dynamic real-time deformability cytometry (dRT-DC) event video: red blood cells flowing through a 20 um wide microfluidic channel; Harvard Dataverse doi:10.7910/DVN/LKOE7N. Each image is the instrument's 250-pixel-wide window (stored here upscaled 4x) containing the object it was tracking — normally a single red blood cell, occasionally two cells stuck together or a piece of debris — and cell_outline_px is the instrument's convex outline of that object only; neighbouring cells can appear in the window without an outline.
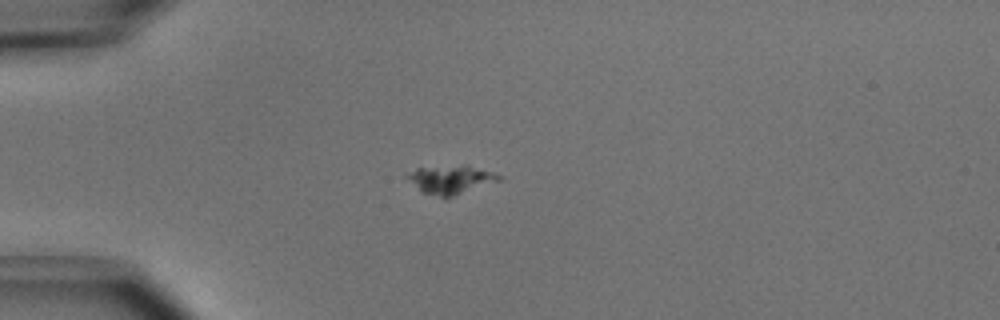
{"species": "common noctule bat (a hibernating species)", "species_latin": "Nyctalus noctula", "temperature_condition": "cold", "stored_images_in_passage": 34, "camera_frame_rate_fps": 3000, "um_per_image_px": 0.085, "animal": {"sex": "male", "body_mass_g": 15.6}, "frame": {"image": 1, "passage_image": 14, "time_ms": 4.333, "image_size_px": [1000, 320], "cell_outline_px": [[500, 180], [444, 200], [420, 192], [408, 176], [416, 168], [464, 164], [492, 172], [500, 176]], "centroid_in_image_um": [38.32, 15.29], "position_along_channel_um": 46.7, "area_um2": 15.26}}
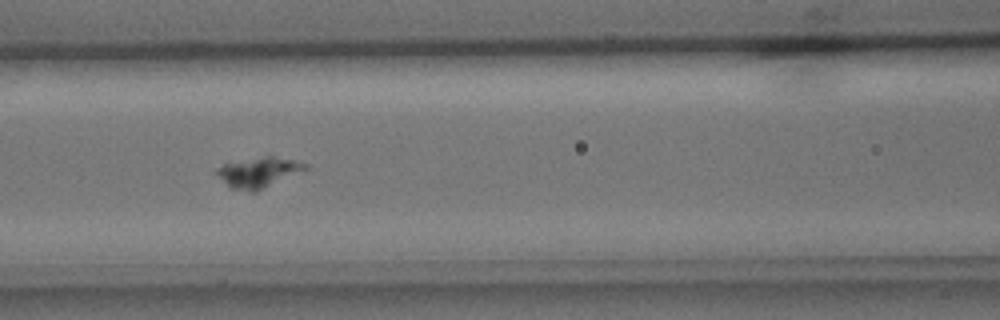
{"frame": {"image": 2, "passage_image": 23, "time_ms": 7.333, "image_size_px": [1000, 320], "cell_outline_px": [[308, 168], [256, 192], [252, 192], [232, 188], [212, 172], [216, 168], [224, 164], [264, 156], [272, 156], [292, 160], [308, 164]], "centroid_in_image_um": [21.93, 14.65], "position_along_channel_um": 144.7, "area_um2": 15.32}}
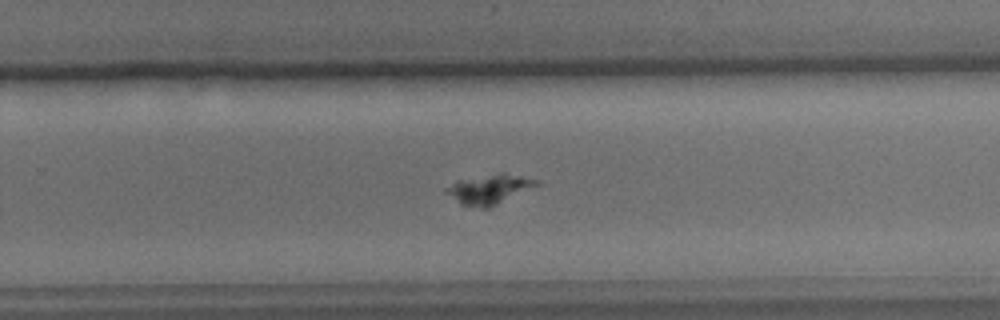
{"frame": {"image": 3, "passage_image": 34, "time_ms": 11.0, "image_size_px": [1000, 320], "cell_outline_px": [[544, 184], [488, 208], [484, 208], [460, 204], [444, 192], [444, 188], [456, 180], [500, 172], [504, 172], [540, 180]], "centroid_in_image_um": [41.64, 16.06], "position_along_channel_um": 288.2, "area_um2": 16.01}}